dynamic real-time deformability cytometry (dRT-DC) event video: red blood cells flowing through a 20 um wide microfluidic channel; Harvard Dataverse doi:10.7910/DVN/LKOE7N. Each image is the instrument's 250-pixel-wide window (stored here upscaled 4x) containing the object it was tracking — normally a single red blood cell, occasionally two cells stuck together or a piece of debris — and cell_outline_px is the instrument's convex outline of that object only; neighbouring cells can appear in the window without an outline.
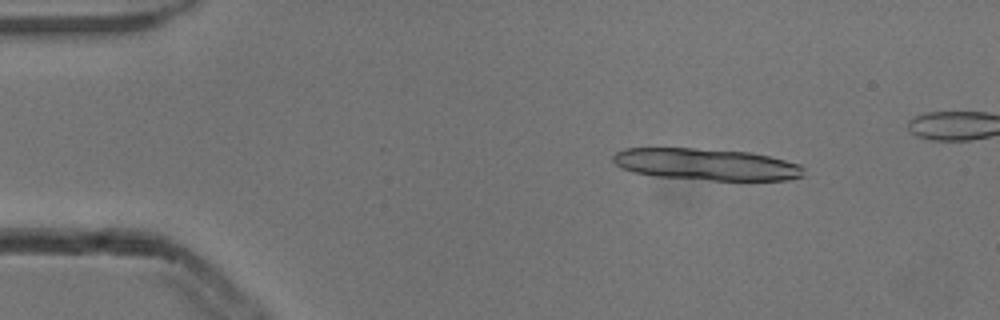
{"species": "common noctule bat (a hibernating species)", "species_latin": "Nyctalus noctula", "temperature_condition": "cold", "stored_images_in_passage": 5, "camera_frame_rate_fps": 3000, "um_per_image_px": 0.085, "animal": {"sex": "male", "body_mass_g": 13.3}, "frame": {"image": 1, "passage_image": 2, "time_ms": 0.333, "image_size_px": [1000, 320], "cell_outline_px": [[804, 176], [788, 180], [712, 180], [656, 176], [632, 172], [616, 164], [612, 160], [612, 156], [616, 152], [624, 148], [692, 148], [752, 152], [800, 164], [804, 168]], "centroid_in_image_um": [60.05, 13.97], "position_along_channel_um": 25.0, "area_um2": 35.26}}